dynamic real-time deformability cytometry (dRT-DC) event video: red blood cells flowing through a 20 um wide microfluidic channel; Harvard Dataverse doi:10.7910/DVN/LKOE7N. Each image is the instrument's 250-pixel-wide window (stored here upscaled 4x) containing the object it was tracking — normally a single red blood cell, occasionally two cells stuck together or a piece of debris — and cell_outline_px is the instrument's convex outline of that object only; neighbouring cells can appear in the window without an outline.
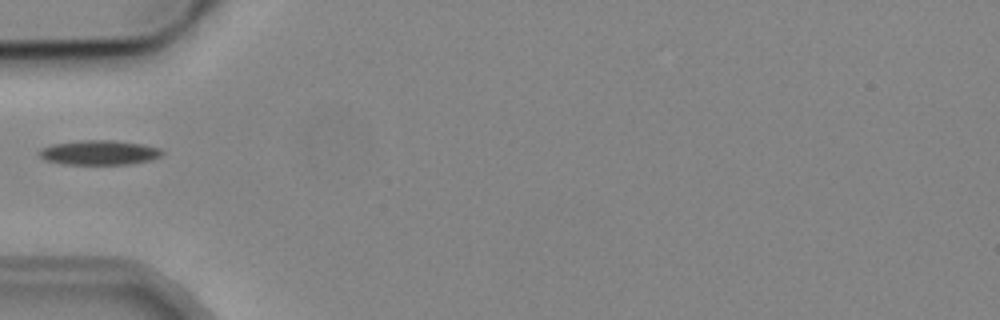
{"species": "common noctule bat (a hibernating species)", "species_latin": "Nyctalus noctula", "temperature_condition": "cold", "stored_images_in_passage": 1, "camera_frame_rate_fps": 3000, "um_per_image_px": 0.085, "animal": {"sex": "male", "body_mass_g": 19.2, "forearm_length_mm": 51.8}, "frame": {"image": 1, "passage_image": 1, "time_ms": 0.0, "image_size_px": [1000, 320], "cell_outline_px": [[164, 152], [160, 156], [148, 160], [128, 164], [64, 164], [44, 160], [40, 156], [40, 152], [44, 148], [52, 144], [80, 140], [116, 140], [144, 144], [160, 148]], "centroid_in_image_um": [8.46, 12.96], "position_along_channel_um": 76.5, "area_um2": 17.51}}